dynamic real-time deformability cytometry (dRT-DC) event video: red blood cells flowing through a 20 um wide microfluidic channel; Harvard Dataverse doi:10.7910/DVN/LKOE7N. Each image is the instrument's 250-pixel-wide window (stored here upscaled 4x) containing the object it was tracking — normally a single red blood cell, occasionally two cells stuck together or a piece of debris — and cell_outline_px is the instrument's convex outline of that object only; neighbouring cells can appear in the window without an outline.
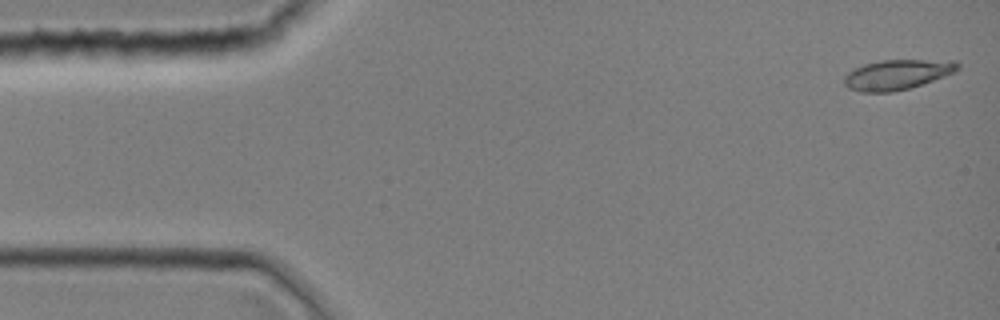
{"species": "common noctule bat (a hibernating species)", "species_latin": "Nyctalus noctula", "temperature_condition": "room temperature", "stored_images_in_passage": 6, "camera_frame_rate_fps": 3000, "um_per_image_px": 0.085, "animal": {"sex": "female", "body_mass_g": 19.0, "forearm_length_mm": 51.5}, "frame": {"image": 1, "passage_image": 1, "time_ms": 0.0, "image_size_px": [1000, 320], "cell_outline_px": [[960, 68], [956, 72], [908, 88], [892, 92], [860, 92], [848, 88], [844, 84], [844, 76], [852, 68], [864, 64], [880, 60], [956, 60], [960, 64]], "centroid_in_image_um": [76.25, 6.33], "position_along_channel_um": 8.8, "area_um2": 19.94}}